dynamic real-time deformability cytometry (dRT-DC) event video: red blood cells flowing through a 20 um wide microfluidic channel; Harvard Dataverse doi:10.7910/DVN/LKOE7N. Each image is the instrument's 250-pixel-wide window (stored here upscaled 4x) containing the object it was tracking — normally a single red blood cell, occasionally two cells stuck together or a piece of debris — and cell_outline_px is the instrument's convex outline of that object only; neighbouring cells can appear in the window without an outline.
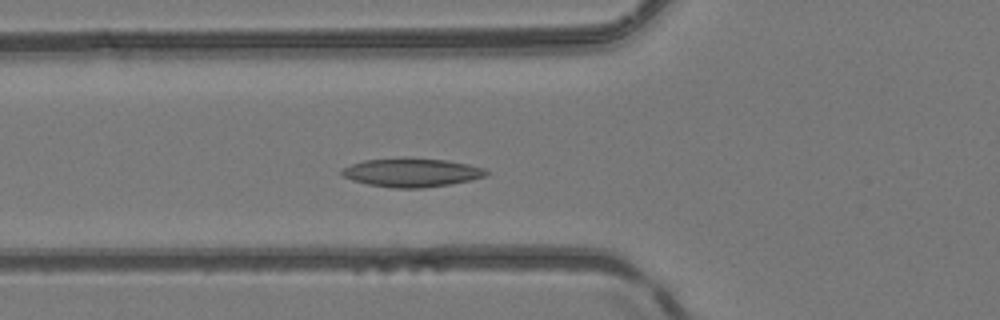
{"species": "common noctule bat (a hibernating species)", "species_latin": "Nyctalus noctula", "temperature_condition": "room temperature", "stored_images_in_passage": 30, "camera_frame_rate_fps": 3000, "um_per_image_px": 0.085, "animal": {"sex": "female", "body_mass_g": 24.6, "forearm_length_mm": 56.2}, "frame": {"image": 1, "passage_image": 8, "time_ms": 2.333, "image_size_px": [1000, 320], "cell_outline_px": [[488, 172], [484, 176], [468, 180], [448, 184], [424, 188], [392, 188], [368, 184], [352, 180], [344, 176], [340, 172], [344, 168], [352, 164], [364, 160], [404, 156], [444, 160], [468, 164], [484, 168]], "centroid_in_image_um": [34.95, 14.64], "position_along_channel_um": 90.9, "area_um2": 24.16}}
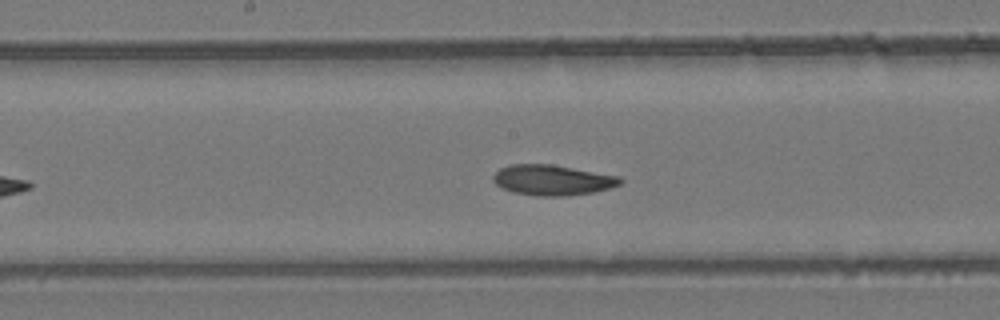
{"frame": {"image": 2, "passage_image": 16, "time_ms": 5.0, "image_size_px": [1000, 320], "cell_outline_px": [[624, 180], [620, 184], [608, 188], [592, 192], [568, 196], [536, 196], [512, 192], [496, 184], [492, 180], [492, 176], [500, 168], [508, 164], [552, 164], [620, 176]], "centroid_in_image_um": [46.94, 15.3], "position_along_channel_um": 201.3, "area_um2": 22.6}}
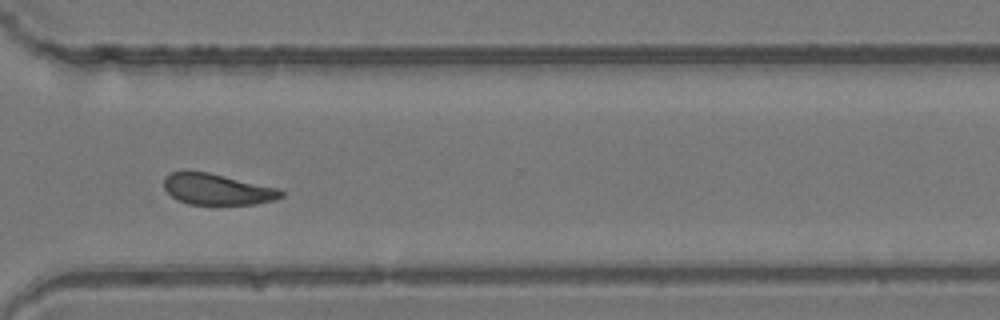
{"frame": {"image": 3, "passage_image": 27, "time_ms": 8.667, "image_size_px": [1000, 320], "cell_outline_px": [[284, 196], [276, 200], [256, 204], [188, 204], [176, 200], [164, 188], [164, 176], [168, 172], [184, 168], [188, 168], [208, 172], [280, 188], [284, 192]], "centroid_in_image_um": [18.42, 16.05], "position_along_channel_um": 352.2, "area_um2": 21.96}}